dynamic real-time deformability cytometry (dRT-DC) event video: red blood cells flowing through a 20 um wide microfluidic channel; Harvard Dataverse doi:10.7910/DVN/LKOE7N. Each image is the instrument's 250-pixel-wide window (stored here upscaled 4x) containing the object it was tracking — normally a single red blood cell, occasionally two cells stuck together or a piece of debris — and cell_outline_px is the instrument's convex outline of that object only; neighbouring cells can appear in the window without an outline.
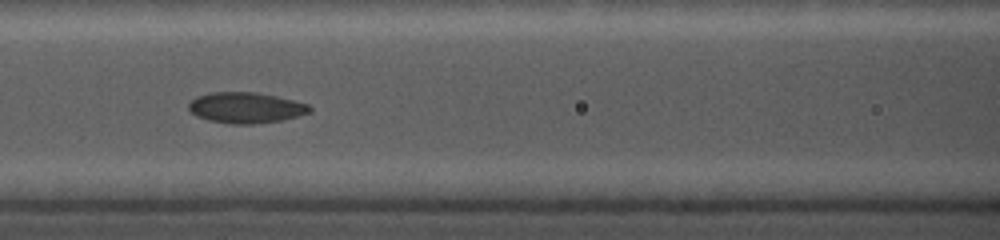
{"species": "common noctule bat (a hibernating species)", "species_latin": "Nyctalus noctula", "temperature_condition": "cold", "stored_images_in_passage": 13, "camera_frame_rate_fps": 5000, "um_per_image_px": 0.085, "animal": {"sex": "female", "body_mass_g": 19.0, "forearm_length_mm": 56.7}, "frame": {"image": 1, "passage_image": 11, "time_ms": 4.6, "image_size_px": [1000, 240], "cell_outline_px": [[312, 112], [284, 120], [252, 124], [232, 124], [208, 120], [196, 116], [188, 108], [188, 104], [196, 96], [212, 92], [256, 92], [276, 96], [308, 104], [312, 108]], "centroid_in_image_um": [20.9, 9.16], "position_along_channel_um": 145.7, "area_um2": 21.79}}
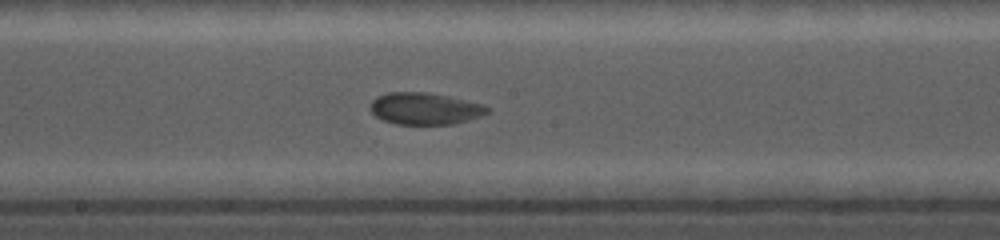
{"frame": {"image": 2, "passage_image": 13, "time_ms": 6.4, "image_size_px": [1000, 240], "cell_outline_px": [[492, 112], [468, 120], [452, 124], [396, 124], [384, 120], [376, 116], [368, 108], [372, 100], [376, 96], [388, 92], [428, 92], [448, 96], [484, 104], [492, 108]], "centroid_in_image_um": [36.14, 9.22], "position_along_channel_um": 212.1, "area_um2": 21.96}}